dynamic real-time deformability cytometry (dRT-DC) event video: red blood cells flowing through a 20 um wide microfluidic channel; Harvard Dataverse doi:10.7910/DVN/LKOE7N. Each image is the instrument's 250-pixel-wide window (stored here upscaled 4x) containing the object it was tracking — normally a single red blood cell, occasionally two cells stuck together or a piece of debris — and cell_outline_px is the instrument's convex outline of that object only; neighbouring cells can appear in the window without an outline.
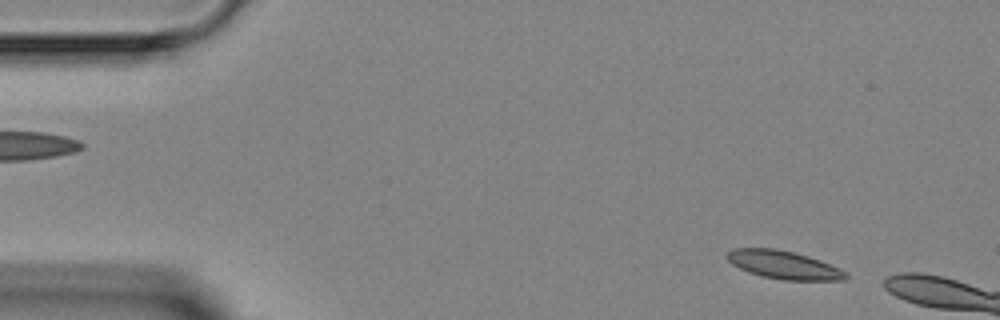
{"species": "Egyptian fruit bat (a non-hibernating species)", "species_latin": "Rousettus aegyptiacus", "temperature_condition": "room temperature", "stored_images_in_passage": 5, "segment_of_instrument_passage": [2, 2], "camera_frame_rate_fps": 3000, "um_per_image_px": 0.085, "animal": {"sex": "female"}, "frame": {"image": 1, "passage_image": 5, "time_ms": 4.667, "image_size_px": [1000, 320], "cell_outline_px": [[848, 276], [844, 280], [784, 280], [764, 276], [748, 272], [732, 264], [724, 256], [732, 248], [776, 248], [808, 256], [820, 260], [840, 268]], "centroid_in_image_um": [66.59, 22.5], "position_along_channel_um": 18.4, "area_um2": 19.36}}